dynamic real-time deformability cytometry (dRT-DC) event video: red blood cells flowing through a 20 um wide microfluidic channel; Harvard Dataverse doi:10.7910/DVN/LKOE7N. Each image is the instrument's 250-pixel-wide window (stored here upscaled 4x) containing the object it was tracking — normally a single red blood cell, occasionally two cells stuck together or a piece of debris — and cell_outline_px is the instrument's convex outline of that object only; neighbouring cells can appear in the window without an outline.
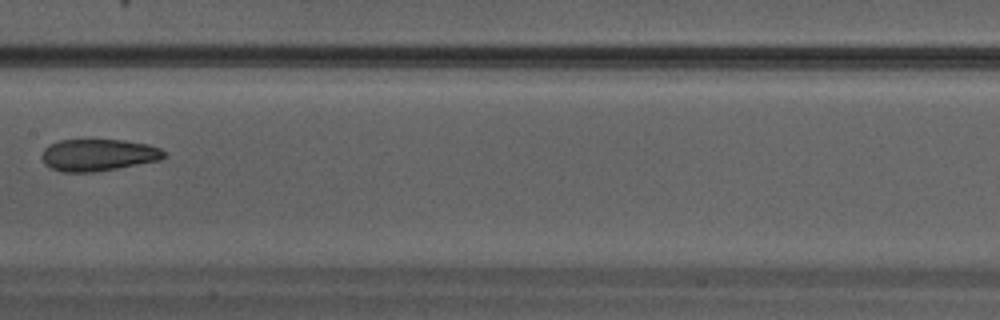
{"species": "Egyptian fruit bat (a non-hibernating species)", "species_latin": "Rousettus aegyptiacus", "temperature_condition": "warm", "stored_images_in_passage": 30, "camera_frame_rate_fps": 3000, "um_per_image_px": 0.085, "animal": {"sex": "male"}, "frame": {"image": 1, "passage_image": 13, "time_ms": 4.0, "image_size_px": [1000, 320], "cell_outline_px": [[168, 156], [160, 160], [96, 172], [60, 172], [44, 164], [40, 156], [44, 148], [48, 144], [60, 140], [124, 140], [148, 144], [160, 148]], "centroid_in_image_um": [8.33, 13.17], "position_along_channel_um": 199.1, "area_um2": 22.95}}
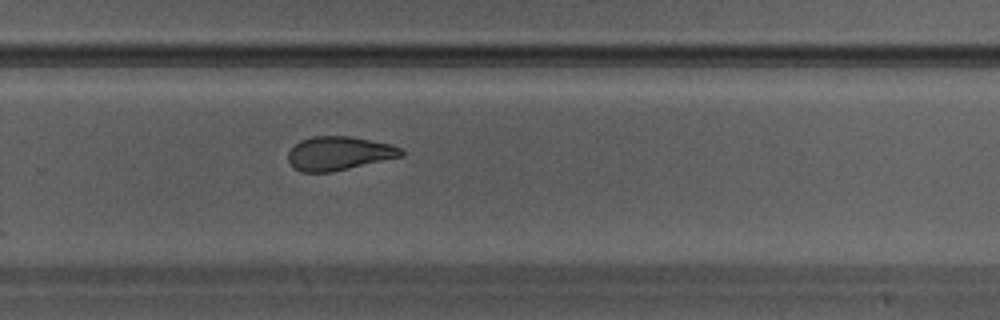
{"frame": {"image": 2, "passage_image": 18, "time_ms": 5.667, "image_size_px": [1000, 320], "cell_outline_px": [[404, 156], [332, 172], [300, 172], [292, 168], [288, 160], [288, 152], [300, 140], [312, 136], [348, 136], [392, 144], [400, 148], [404, 152]], "centroid_in_image_um": [28.8, 13.04], "position_along_channel_um": 301.0, "area_um2": 22.37}}